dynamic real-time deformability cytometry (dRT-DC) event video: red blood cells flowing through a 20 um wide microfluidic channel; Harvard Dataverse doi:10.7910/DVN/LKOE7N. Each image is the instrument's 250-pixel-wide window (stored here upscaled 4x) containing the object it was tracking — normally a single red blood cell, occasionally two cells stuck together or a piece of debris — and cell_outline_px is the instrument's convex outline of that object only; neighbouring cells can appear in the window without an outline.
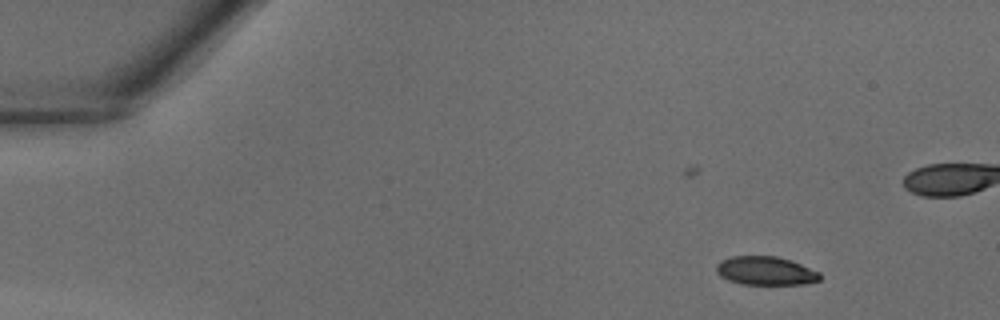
{"species": "common noctule bat (a hibernating species)", "species_latin": "Nyctalus noctula", "temperature_condition": "warm", "stored_images_in_passage": 33, "camera_frame_rate_fps": 3000, "um_per_image_px": 0.085, "animal": {"sex": "male", "body_mass_g": 18.8}, "frame": {"image": 1, "passage_image": 1, "time_ms": 0.0, "image_size_px": [1000, 320], "cell_outline_px": [[820, 280], [804, 284], [740, 284], [728, 280], [720, 276], [716, 272], [716, 264], [720, 260], [732, 256], [776, 256], [792, 260], [820, 272]], "centroid_in_image_um": [65.06, 23.01], "position_along_channel_um": 19.9, "area_um2": 17.4}}
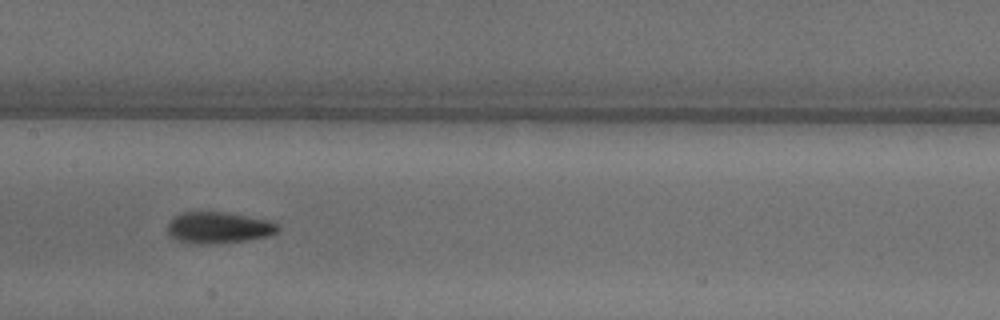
{"frame": {"image": 2, "passage_image": 17, "time_ms": 5.333, "image_size_px": [1000, 320], "cell_outline_px": [[280, 228], [276, 232], [268, 236], [248, 240], [216, 244], [200, 244], [176, 240], [168, 232], [168, 224], [180, 212], [224, 212], [272, 220]], "centroid_in_image_um": [18.61, 19.35], "position_along_channel_um": 188.8, "area_um2": 20.17}}
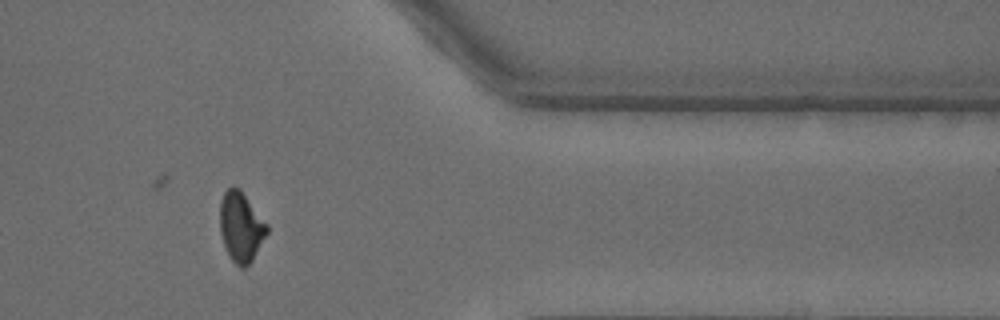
{"frame": {"image": 3, "passage_image": 30, "time_ms": 9.667, "image_size_px": [1000, 320], "cell_outline_px": [[268, 232], [252, 260], [244, 268], [240, 268], [232, 260], [224, 244], [220, 232], [220, 200], [224, 192], [232, 184], [236, 184], [240, 188], [268, 224]], "centroid_in_image_um": [20.48, 19.23], "position_along_channel_um": 390.9, "area_um2": 19.25}}